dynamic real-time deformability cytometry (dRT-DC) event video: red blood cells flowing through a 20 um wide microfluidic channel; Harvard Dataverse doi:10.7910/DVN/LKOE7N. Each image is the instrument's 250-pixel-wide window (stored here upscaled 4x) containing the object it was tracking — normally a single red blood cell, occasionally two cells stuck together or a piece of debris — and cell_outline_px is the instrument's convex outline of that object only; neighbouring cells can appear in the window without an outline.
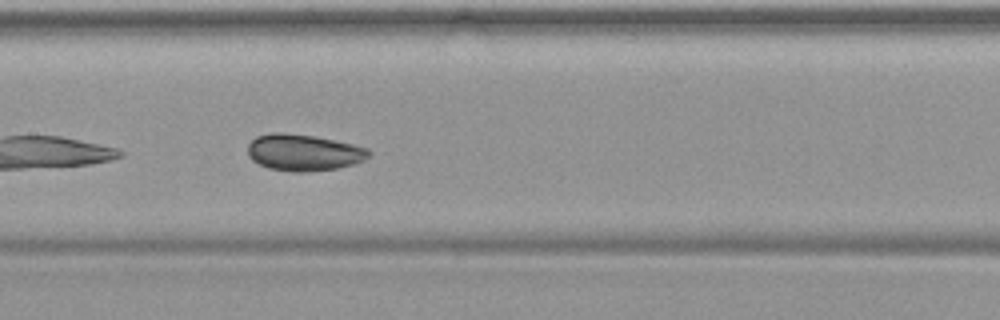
{"species": "common noctule bat (a hibernating species)", "species_latin": "Nyctalus noctula", "temperature_condition": "warm", "stored_images_in_passage": 15, "camera_frame_rate_fps": 3000, "um_per_image_px": 0.085, "animal": {"sex": "female", "body_mass_g": 19.9}, "frame": {"image": 1, "passage_image": 9, "time_ms": 2.667, "image_size_px": [1000, 320], "cell_outline_px": [[372, 152], [364, 160], [340, 168], [304, 172], [292, 172], [268, 168], [252, 160], [248, 156], [248, 144], [256, 136], [272, 132], [284, 132], [316, 136], [352, 144], [368, 148]], "centroid_in_image_um": [25.8, 12.96], "position_along_channel_um": 181.6, "area_um2": 25.95}}